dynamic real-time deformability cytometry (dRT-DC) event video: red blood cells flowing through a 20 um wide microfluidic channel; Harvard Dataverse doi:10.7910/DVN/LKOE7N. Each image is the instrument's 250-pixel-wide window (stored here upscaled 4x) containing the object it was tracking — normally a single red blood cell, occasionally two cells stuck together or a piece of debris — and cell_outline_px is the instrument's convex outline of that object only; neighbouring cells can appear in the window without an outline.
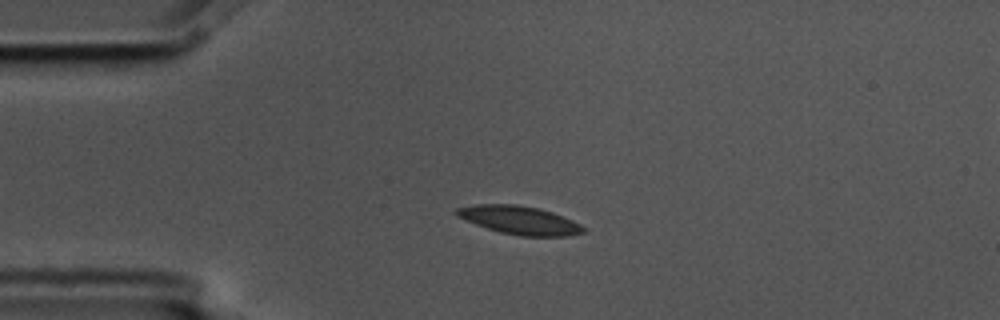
{"species": "common noctule bat (a hibernating species)", "species_latin": "Nyctalus noctula", "temperature_condition": "cold", "stored_images_in_passage": 4, "camera_frame_rate_fps": 3000, "um_per_image_px": 0.085, "animal": {"sex": "male", "body_mass_g": 17.5, "forearm_length_mm": 52.3}, "frame": {"image": 1, "passage_image": 4, "time_ms": 1.0, "image_size_px": [1000, 320], "cell_outline_px": [[584, 232], [568, 236], [520, 236], [500, 232], [476, 224], [456, 216], [452, 212], [456, 208], [476, 204], [516, 204], [540, 208], [552, 212], [572, 220], [580, 224], [584, 228]], "centroid_in_image_um": [44.13, 18.7], "position_along_channel_um": 40.9, "area_um2": 20.92}}